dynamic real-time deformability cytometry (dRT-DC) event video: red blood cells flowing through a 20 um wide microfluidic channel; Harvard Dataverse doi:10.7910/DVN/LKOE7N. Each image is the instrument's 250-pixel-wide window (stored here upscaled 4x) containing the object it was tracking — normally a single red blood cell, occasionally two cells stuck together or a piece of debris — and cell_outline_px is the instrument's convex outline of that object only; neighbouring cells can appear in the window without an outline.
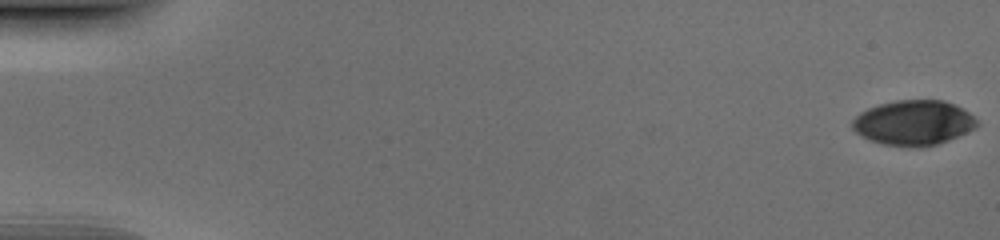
{"species": "human", "species_latin": "Homo sapiens", "temperature_condition": "cold", "stored_images_in_passage": 52, "camera_frame_rate_fps": 3000, "um_per_image_px": 0.085, "donor": {"sex": "male"}, "frame": {"image": 1, "passage_image": 1, "time_ms": 0.0, "image_size_px": [1000, 240], "cell_outline_px": [[980, 124], [976, 128], [968, 132], [948, 140], [936, 144], [920, 148], [916, 148], [884, 144], [872, 140], [856, 132], [852, 128], [852, 120], [860, 112], [868, 108], [880, 104], [896, 100], [944, 100], [968, 112]], "centroid_in_image_um": [77.66, 10.44], "position_along_channel_um": 7.3, "area_um2": 32.48}}
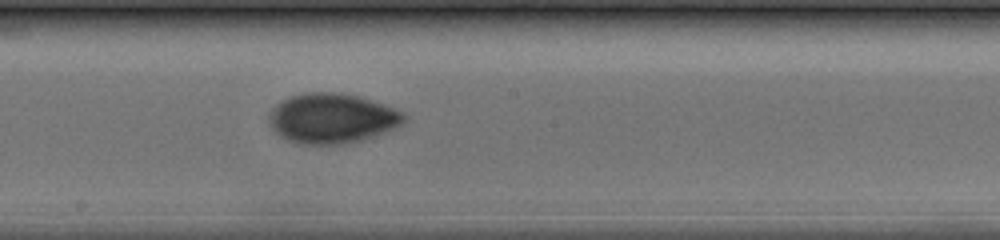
{"frame": {"image": 2, "passage_image": 30, "time_ms": 9.667, "image_size_px": [1000, 240], "cell_outline_px": [[404, 120], [396, 128], [360, 140], [344, 144], [300, 144], [288, 140], [280, 136], [272, 128], [268, 120], [268, 116], [272, 108], [280, 100], [292, 96], [308, 92], [332, 92], [356, 96], [404, 112]], "centroid_in_image_um": [28.15, 10.07], "position_along_channel_um": 220.0, "area_um2": 38.78}}
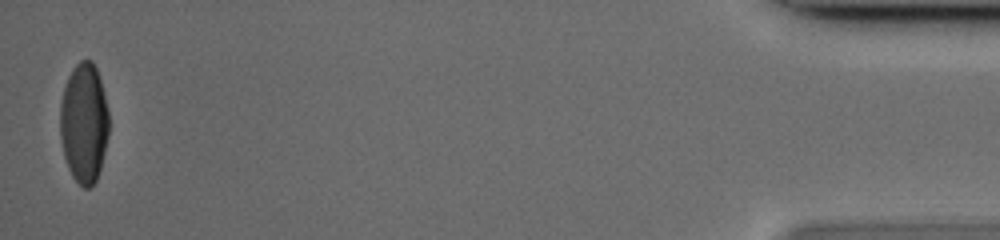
{"frame": {"image": 3, "passage_image": 52, "time_ms": 17.0, "image_size_px": [1000, 240], "cell_outline_px": [[108, 136], [100, 168], [96, 180], [88, 188], [84, 188], [72, 176], [68, 168], [64, 156], [60, 136], [60, 104], [64, 88], [68, 76], [72, 68], [80, 60], [92, 60], [96, 68], [100, 80], [108, 108]], "centroid_in_image_um": [7.13, 10.44], "position_along_channel_um": 428.1, "area_um2": 33.99}}